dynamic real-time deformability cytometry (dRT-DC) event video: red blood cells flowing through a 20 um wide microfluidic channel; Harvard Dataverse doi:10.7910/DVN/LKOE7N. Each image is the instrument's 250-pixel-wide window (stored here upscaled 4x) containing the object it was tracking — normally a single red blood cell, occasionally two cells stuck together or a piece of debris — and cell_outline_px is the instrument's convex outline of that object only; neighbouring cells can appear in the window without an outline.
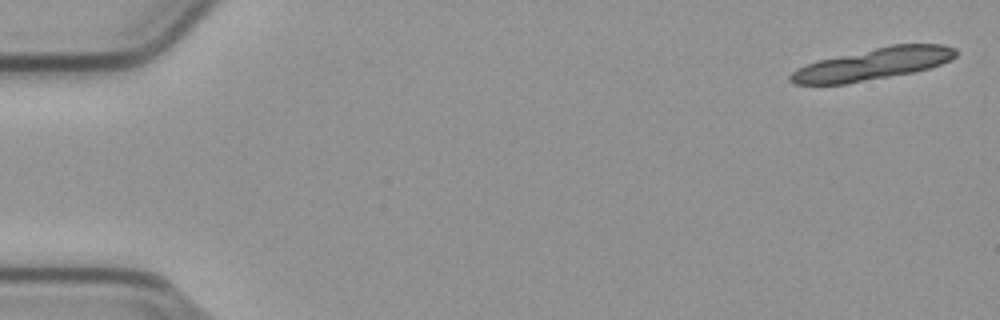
{"species": "common noctule bat (a hibernating species)", "species_latin": "Nyctalus noctula", "temperature_condition": "cold", "stored_images_in_passage": 11, "camera_frame_rate_fps": 3000, "um_per_image_px": 0.085, "animal": {"sex": "male", "body_mass_g": 23.1, "forearm_length_mm": 52.7}, "frame": {"image": 1, "passage_image": 2, "time_ms": 0.333, "image_size_px": [1000, 320], "cell_outline_px": [[956, 56], [940, 64], [928, 68], [912, 72], [848, 84], [796, 84], [788, 80], [788, 76], [796, 68], [816, 60], [892, 44], [944, 44], [956, 48]], "centroid_in_image_um": [74.16, 5.44], "position_along_channel_um": 10.8, "area_um2": 30.63}}